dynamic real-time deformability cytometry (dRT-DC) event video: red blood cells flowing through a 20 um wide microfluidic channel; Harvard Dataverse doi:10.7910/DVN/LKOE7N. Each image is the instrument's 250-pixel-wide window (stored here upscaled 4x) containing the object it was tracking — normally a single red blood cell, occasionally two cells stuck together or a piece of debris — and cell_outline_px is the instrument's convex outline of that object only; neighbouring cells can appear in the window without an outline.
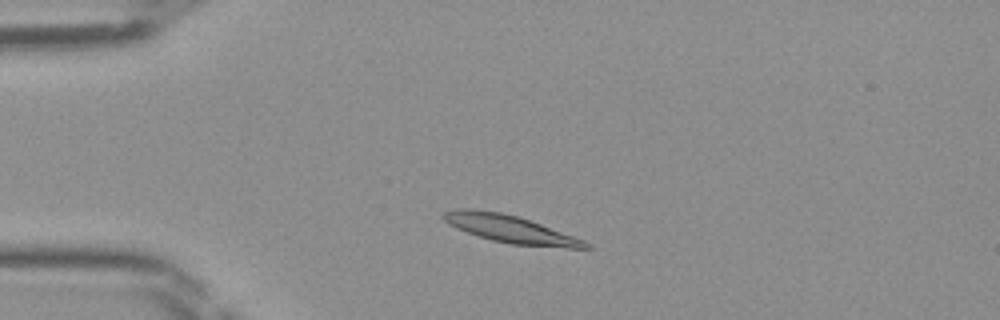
{"species": "Egyptian fruit bat (a non-hibernating species)", "species_latin": "Rousettus aegyptiacus", "temperature_condition": "room temperature", "stored_images_in_passage": 43, "camera_frame_rate_fps": 3000, "um_per_image_px": 0.085, "frame": {"image": 1, "passage_image": 7, "time_ms": 2.0, "image_size_px": [1000, 320], "cell_outline_px": [[592, 248], [568, 248], [508, 244], [492, 240], [456, 228], [448, 224], [440, 216], [444, 212], [456, 208], [472, 208], [500, 212], [516, 216], [540, 224], [584, 240], [592, 244]], "centroid_in_image_um": [43.35, 19.47], "position_along_channel_um": 41.7, "area_um2": 22.72}}
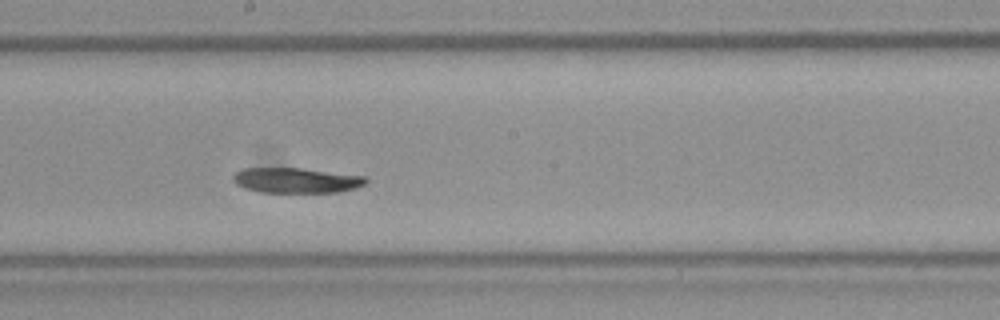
{"frame": {"image": 2, "passage_image": 22, "time_ms": 7.0, "image_size_px": [1000, 320], "cell_outline_px": [[368, 180], [364, 184], [356, 188], [340, 192], [260, 192], [244, 188], [236, 184], [232, 180], [232, 176], [236, 172], [244, 168], [300, 168], [364, 176]], "centroid_in_image_um": [25.15, 15.33], "position_along_channel_um": 223.0, "area_um2": 19.42}}
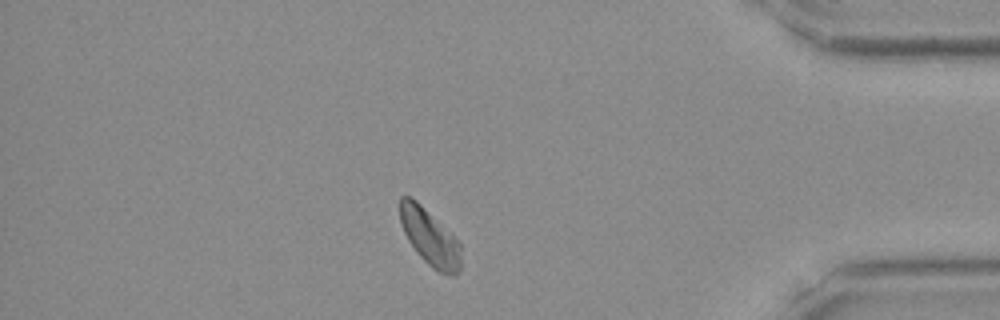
{"frame": {"image": 3, "passage_image": 37, "time_ms": 12.0, "image_size_px": [1000, 320], "cell_outline_px": [[460, 272], [456, 276], [452, 276], [436, 272], [416, 252], [408, 240], [400, 224], [400, 196], [408, 196], [416, 200], [452, 232], [460, 244]], "centroid_in_image_um": [36.55, 20.19], "position_along_channel_um": 398.7, "area_um2": 20.35}}